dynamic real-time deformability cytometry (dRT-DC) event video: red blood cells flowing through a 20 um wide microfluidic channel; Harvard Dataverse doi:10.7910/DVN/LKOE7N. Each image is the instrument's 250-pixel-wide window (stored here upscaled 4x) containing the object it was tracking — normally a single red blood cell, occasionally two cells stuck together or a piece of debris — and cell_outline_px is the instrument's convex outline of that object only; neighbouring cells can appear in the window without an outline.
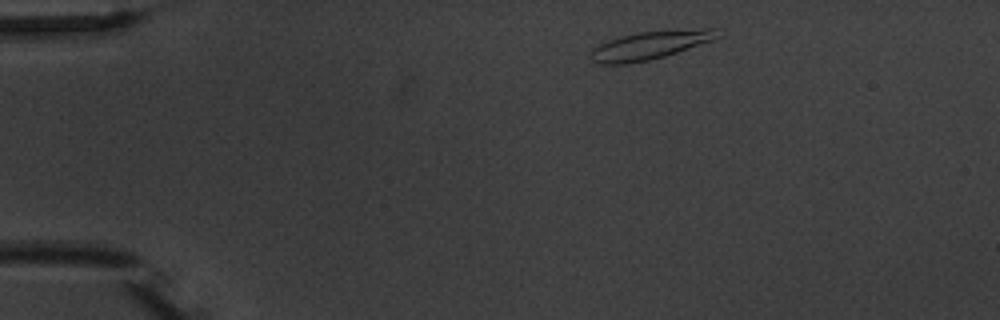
{"species": "common noctule bat (a hibernating species)", "species_latin": "Nyctalus noctula", "temperature_condition": "warm", "stored_images_in_passage": 3, "camera_frame_rate_fps": 3000, "um_per_image_px": 0.085, "animal": {"sex": "male", "body_mass_g": 20.1, "forearm_length_mm": 53.5}, "frame": {"image": 1, "passage_image": 1, "time_ms": 0.0, "image_size_px": [1000, 320], "cell_outline_px": [[720, 36], [712, 40], [664, 56], [648, 60], [624, 64], [600, 64], [592, 60], [588, 56], [592, 48], [608, 40], [620, 36], [636, 32], [704, 28], [716, 28]], "centroid_in_image_um": [55.2, 3.84], "position_along_channel_um": 29.8, "area_um2": 20.75}}